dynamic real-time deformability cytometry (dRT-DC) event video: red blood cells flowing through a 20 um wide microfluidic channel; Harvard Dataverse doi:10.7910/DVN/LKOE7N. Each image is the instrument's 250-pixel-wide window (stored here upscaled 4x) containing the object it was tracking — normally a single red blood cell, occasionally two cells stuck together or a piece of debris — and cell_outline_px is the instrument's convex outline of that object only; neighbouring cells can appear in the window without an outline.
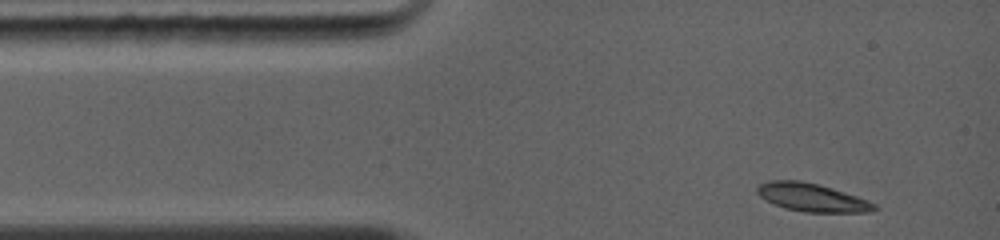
{"species": "common noctule bat (a hibernating species)", "species_latin": "Nyctalus noctula", "temperature_condition": "warm", "stored_images_in_passage": 28, "camera_frame_rate_fps": 5000, "um_per_image_px": 0.085, "animal": {"sex": "female", "body_mass_g": 19.0, "forearm_length_mm": 56.7}, "frame": {"image": 1, "passage_image": 1, "time_ms": 0.0, "image_size_px": [1000, 240], "cell_outline_px": [[880, 208], [868, 212], [804, 212], [784, 208], [760, 196], [756, 192], [756, 188], [760, 184], [768, 180], [800, 180], [832, 188], [868, 200], [876, 204]], "centroid_in_image_um": [69.03, 16.78], "position_along_channel_um": 16.0, "area_um2": 19.07}}
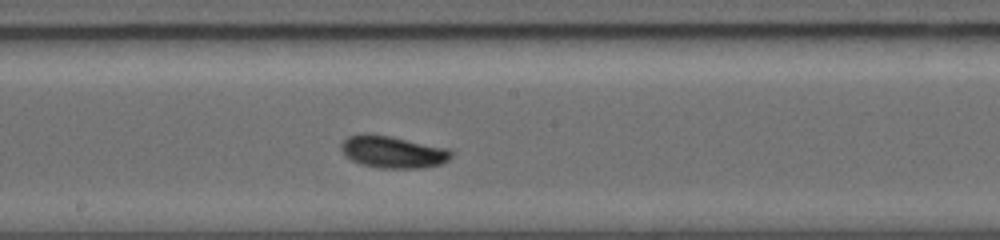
{"frame": {"image": 2, "passage_image": 16, "time_ms": 5.6, "image_size_px": [1000, 240], "cell_outline_px": [[452, 156], [448, 160], [440, 164], [420, 168], [380, 168], [360, 164], [344, 156], [340, 148], [340, 144], [348, 136], [360, 132], [368, 132], [448, 148], [452, 152]], "centroid_in_image_um": [33.33, 12.9], "position_along_channel_um": 214.9, "area_um2": 20.75}}
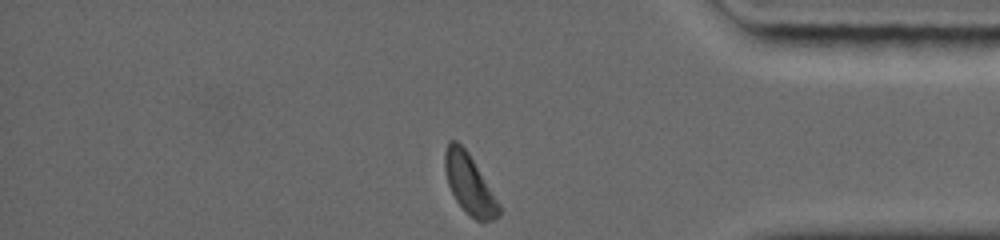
{"frame": {"image": 3, "passage_image": 28, "time_ms": 10.2, "image_size_px": [1000, 240], "cell_outline_px": [[500, 216], [496, 220], [476, 220], [456, 200], [448, 184], [444, 168], [444, 152], [448, 140], [456, 140], [468, 152], [500, 204]], "centroid_in_image_um": [39.89, 15.62], "position_along_channel_um": 395.3, "area_um2": 18.5}, "authors_computed_cell_mechanics": {"area_um2": 19.1029, "velocity_mm_per_s": 4.3435, "shape_relaxation_time_tau1_ms": 3.5855, "shape_relaxation_time_tau2_ms": null, "deformation_change_tau1": 0.1575, "deformation_change_tau2": null}}